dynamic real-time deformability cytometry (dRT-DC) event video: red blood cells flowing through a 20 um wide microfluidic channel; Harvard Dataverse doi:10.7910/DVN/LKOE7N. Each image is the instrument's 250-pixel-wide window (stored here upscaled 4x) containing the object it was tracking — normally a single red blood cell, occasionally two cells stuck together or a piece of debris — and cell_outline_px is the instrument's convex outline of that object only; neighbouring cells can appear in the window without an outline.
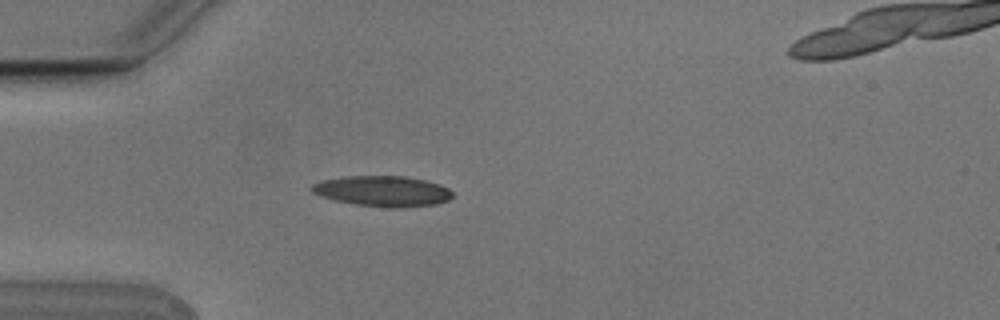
{"species": "Egyptian fruit bat (a non-hibernating species)", "species_latin": "Rousettus aegyptiacus", "temperature_condition": "cold", "stored_images_in_passage": 1, "camera_frame_rate_fps": 3000, "um_per_image_px": 0.085, "animal": {"sex": "male"}, "frame": {"image": 1, "passage_image": 1, "time_ms": 0.0, "image_size_px": [1000, 320], "cell_outline_px": [[452, 196], [448, 200], [436, 204], [400, 208], [392, 208], [356, 204], [336, 200], [320, 196], [312, 192], [308, 188], [312, 184], [324, 180], [344, 176], [408, 176], [428, 180], [440, 184], [448, 188], [452, 192]], "centroid_in_image_um": [32.54, 16.24], "position_along_channel_um": 52.5, "area_um2": 25.2}}